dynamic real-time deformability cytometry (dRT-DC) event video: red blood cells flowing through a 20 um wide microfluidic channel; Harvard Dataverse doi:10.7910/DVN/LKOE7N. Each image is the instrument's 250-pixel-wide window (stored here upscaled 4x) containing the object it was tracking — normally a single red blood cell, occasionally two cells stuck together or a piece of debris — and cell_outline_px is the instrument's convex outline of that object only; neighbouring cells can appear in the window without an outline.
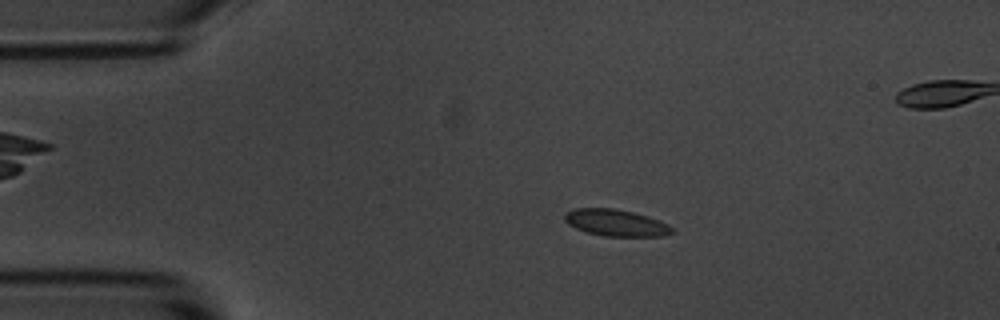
{"species": "common noctule bat (a hibernating species)", "species_latin": "Nyctalus noctula", "temperature_condition": "room temperature", "stored_images_in_passage": 5, "camera_frame_rate_fps": 3000, "um_per_image_px": 0.085, "animal": {"sex": "male", "body_mass_g": 20.1, "forearm_length_mm": 53.5}, "frame": {"image": 1, "passage_image": 3, "time_ms": 2.333, "image_size_px": [1000, 320], "cell_outline_px": [[676, 232], [664, 236], [604, 236], [588, 232], [576, 228], [568, 224], [564, 220], [564, 212], [576, 208], [616, 208], [648, 216], [668, 224]], "centroid_in_image_um": [52.35, 18.93], "position_along_channel_um": 32.6, "area_um2": 16.76}}